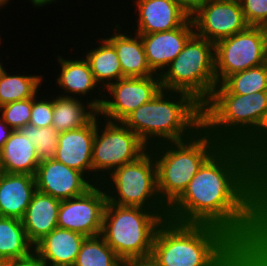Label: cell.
Returning <instances> with one entry per match:
<instances>
[{"label":"cell","mask_w":267,"mask_h":266,"mask_svg":"<svg viewBox=\"0 0 267 266\" xmlns=\"http://www.w3.org/2000/svg\"><path fill=\"white\" fill-rule=\"evenodd\" d=\"M15 71L13 74L7 69L0 77V107L6 104L35 97L40 90H42V82H45L43 87L47 84L44 74H26L27 70L19 73ZM16 73V74H15ZM44 76V77H43ZM46 85V86H45Z\"/></svg>","instance_id":"cell-26"},{"label":"cell","mask_w":267,"mask_h":266,"mask_svg":"<svg viewBox=\"0 0 267 266\" xmlns=\"http://www.w3.org/2000/svg\"><path fill=\"white\" fill-rule=\"evenodd\" d=\"M19 131L35 145L40 161L54 159L58 146L59 132L52 126L38 128L28 124L20 128Z\"/></svg>","instance_id":"cell-30"},{"label":"cell","mask_w":267,"mask_h":266,"mask_svg":"<svg viewBox=\"0 0 267 266\" xmlns=\"http://www.w3.org/2000/svg\"><path fill=\"white\" fill-rule=\"evenodd\" d=\"M267 62V27L248 26L215 43V76L221 84L228 76Z\"/></svg>","instance_id":"cell-10"},{"label":"cell","mask_w":267,"mask_h":266,"mask_svg":"<svg viewBox=\"0 0 267 266\" xmlns=\"http://www.w3.org/2000/svg\"><path fill=\"white\" fill-rule=\"evenodd\" d=\"M149 147L122 122L96 116V133L93 142V184H101L114 169L131 163Z\"/></svg>","instance_id":"cell-9"},{"label":"cell","mask_w":267,"mask_h":266,"mask_svg":"<svg viewBox=\"0 0 267 266\" xmlns=\"http://www.w3.org/2000/svg\"><path fill=\"white\" fill-rule=\"evenodd\" d=\"M191 19L195 34L213 43L242 32L249 26L241 3L236 0H205Z\"/></svg>","instance_id":"cell-13"},{"label":"cell","mask_w":267,"mask_h":266,"mask_svg":"<svg viewBox=\"0 0 267 266\" xmlns=\"http://www.w3.org/2000/svg\"><path fill=\"white\" fill-rule=\"evenodd\" d=\"M63 0H26V3L29 2L31 6L36 9H40L41 7L44 9L45 6H49L50 4H60L63 3ZM65 1V0H64Z\"/></svg>","instance_id":"cell-39"},{"label":"cell","mask_w":267,"mask_h":266,"mask_svg":"<svg viewBox=\"0 0 267 266\" xmlns=\"http://www.w3.org/2000/svg\"><path fill=\"white\" fill-rule=\"evenodd\" d=\"M243 149L262 172L267 168V113L261 126L243 145Z\"/></svg>","instance_id":"cell-32"},{"label":"cell","mask_w":267,"mask_h":266,"mask_svg":"<svg viewBox=\"0 0 267 266\" xmlns=\"http://www.w3.org/2000/svg\"><path fill=\"white\" fill-rule=\"evenodd\" d=\"M107 201L119 206L168 209L157 189L154 155L148 149L137 160L114 169L101 181Z\"/></svg>","instance_id":"cell-8"},{"label":"cell","mask_w":267,"mask_h":266,"mask_svg":"<svg viewBox=\"0 0 267 266\" xmlns=\"http://www.w3.org/2000/svg\"><path fill=\"white\" fill-rule=\"evenodd\" d=\"M194 34L195 29L191 18L181 27L170 31L138 34L141 36L146 60L151 70L160 75Z\"/></svg>","instance_id":"cell-18"},{"label":"cell","mask_w":267,"mask_h":266,"mask_svg":"<svg viewBox=\"0 0 267 266\" xmlns=\"http://www.w3.org/2000/svg\"><path fill=\"white\" fill-rule=\"evenodd\" d=\"M167 209L119 206L107 201L100 236L124 262L148 259Z\"/></svg>","instance_id":"cell-6"},{"label":"cell","mask_w":267,"mask_h":266,"mask_svg":"<svg viewBox=\"0 0 267 266\" xmlns=\"http://www.w3.org/2000/svg\"><path fill=\"white\" fill-rule=\"evenodd\" d=\"M242 247L223 229L165 219L150 258L157 266H226Z\"/></svg>","instance_id":"cell-2"},{"label":"cell","mask_w":267,"mask_h":266,"mask_svg":"<svg viewBox=\"0 0 267 266\" xmlns=\"http://www.w3.org/2000/svg\"><path fill=\"white\" fill-rule=\"evenodd\" d=\"M123 261L99 235L86 237L74 266H122Z\"/></svg>","instance_id":"cell-29"},{"label":"cell","mask_w":267,"mask_h":266,"mask_svg":"<svg viewBox=\"0 0 267 266\" xmlns=\"http://www.w3.org/2000/svg\"><path fill=\"white\" fill-rule=\"evenodd\" d=\"M33 97L15 101L0 107V117L12 130H19L29 124Z\"/></svg>","instance_id":"cell-31"},{"label":"cell","mask_w":267,"mask_h":266,"mask_svg":"<svg viewBox=\"0 0 267 266\" xmlns=\"http://www.w3.org/2000/svg\"><path fill=\"white\" fill-rule=\"evenodd\" d=\"M85 236L56 227L34 246L44 265H74Z\"/></svg>","instance_id":"cell-21"},{"label":"cell","mask_w":267,"mask_h":266,"mask_svg":"<svg viewBox=\"0 0 267 266\" xmlns=\"http://www.w3.org/2000/svg\"><path fill=\"white\" fill-rule=\"evenodd\" d=\"M122 266H157L151 258L128 260L122 263Z\"/></svg>","instance_id":"cell-38"},{"label":"cell","mask_w":267,"mask_h":266,"mask_svg":"<svg viewBox=\"0 0 267 266\" xmlns=\"http://www.w3.org/2000/svg\"><path fill=\"white\" fill-rule=\"evenodd\" d=\"M12 132H13V130L0 117V151L4 147L5 142L9 139Z\"/></svg>","instance_id":"cell-37"},{"label":"cell","mask_w":267,"mask_h":266,"mask_svg":"<svg viewBox=\"0 0 267 266\" xmlns=\"http://www.w3.org/2000/svg\"><path fill=\"white\" fill-rule=\"evenodd\" d=\"M4 40L5 39H3V38H1L0 39V47L2 46V48H3V43H4ZM3 42V43H2ZM1 57V56H0ZM3 60V58L1 57L0 58V77L5 73V71L8 69L7 67H5L3 64H4V62L2 61Z\"/></svg>","instance_id":"cell-40"},{"label":"cell","mask_w":267,"mask_h":266,"mask_svg":"<svg viewBox=\"0 0 267 266\" xmlns=\"http://www.w3.org/2000/svg\"><path fill=\"white\" fill-rule=\"evenodd\" d=\"M9 266H44L35 252L21 259H11Z\"/></svg>","instance_id":"cell-36"},{"label":"cell","mask_w":267,"mask_h":266,"mask_svg":"<svg viewBox=\"0 0 267 266\" xmlns=\"http://www.w3.org/2000/svg\"><path fill=\"white\" fill-rule=\"evenodd\" d=\"M204 1L205 0H173V2L190 18L197 12L199 6Z\"/></svg>","instance_id":"cell-35"},{"label":"cell","mask_w":267,"mask_h":266,"mask_svg":"<svg viewBox=\"0 0 267 266\" xmlns=\"http://www.w3.org/2000/svg\"><path fill=\"white\" fill-rule=\"evenodd\" d=\"M61 201L48 194L34 193L32 200L21 219L29 242L35 246L57 226Z\"/></svg>","instance_id":"cell-22"},{"label":"cell","mask_w":267,"mask_h":266,"mask_svg":"<svg viewBox=\"0 0 267 266\" xmlns=\"http://www.w3.org/2000/svg\"><path fill=\"white\" fill-rule=\"evenodd\" d=\"M262 182L265 194L267 196V168L262 172Z\"/></svg>","instance_id":"cell-41"},{"label":"cell","mask_w":267,"mask_h":266,"mask_svg":"<svg viewBox=\"0 0 267 266\" xmlns=\"http://www.w3.org/2000/svg\"><path fill=\"white\" fill-rule=\"evenodd\" d=\"M262 244L267 248V223H266V227H265L264 238H263Z\"/></svg>","instance_id":"cell-44"},{"label":"cell","mask_w":267,"mask_h":266,"mask_svg":"<svg viewBox=\"0 0 267 266\" xmlns=\"http://www.w3.org/2000/svg\"><path fill=\"white\" fill-rule=\"evenodd\" d=\"M222 144L203 127L192 137L149 147L157 169V189L169 207L186 189L202 164Z\"/></svg>","instance_id":"cell-4"},{"label":"cell","mask_w":267,"mask_h":266,"mask_svg":"<svg viewBox=\"0 0 267 266\" xmlns=\"http://www.w3.org/2000/svg\"><path fill=\"white\" fill-rule=\"evenodd\" d=\"M36 191L35 176L0 172V216L21 220Z\"/></svg>","instance_id":"cell-20"},{"label":"cell","mask_w":267,"mask_h":266,"mask_svg":"<svg viewBox=\"0 0 267 266\" xmlns=\"http://www.w3.org/2000/svg\"><path fill=\"white\" fill-rule=\"evenodd\" d=\"M97 35L96 32L95 37L98 38H94V34L90 36L95 40V43L89 40L86 43L93 44L86 45L84 43L83 47L86 46L87 48H81L78 51H85L79 53H83L82 55L88 61L95 81L104 90L108 85L124 78V76L116 49L104 36ZM89 46H91L90 49Z\"/></svg>","instance_id":"cell-23"},{"label":"cell","mask_w":267,"mask_h":266,"mask_svg":"<svg viewBox=\"0 0 267 266\" xmlns=\"http://www.w3.org/2000/svg\"><path fill=\"white\" fill-rule=\"evenodd\" d=\"M98 115V109L86 100L53 93L52 127L59 133L81 128Z\"/></svg>","instance_id":"cell-25"},{"label":"cell","mask_w":267,"mask_h":266,"mask_svg":"<svg viewBox=\"0 0 267 266\" xmlns=\"http://www.w3.org/2000/svg\"><path fill=\"white\" fill-rule=\"evenodd\" d=\"M96 117L86 126L61 132L54 159L82 172L93 183L92 150Z\"/></svg>","instance_id":"cell-19"},{"label":"cell","mask_w":267,"mask_h":266,"mask_svg":"<svg viewBox=\"0 0 267 266\" xmlns=\"http://www.w3.org/2000/svg\"><path fill=\"white\" fill-rule=\"evenodd\" d=\"M203 128L221 144L244 145L259 129L267 113V91L212 94L202 106Z\"/></svg>","instance_id":"cell-5"},{"label":"cell","mask_w":267,"mask_h":266,"mask_svg":"<svg viewBox=\"0 0 267 266\" xmlns=\"http://www.w3.org/2000/svg\"><path fill=\"white\" fill-rule=\"evenodd\" d=\"M159 76L163 90L185 92L203 106L217 85L215 43L194 34Z\"/></svg>","instance_id":"cell-7"},{"label":"cell","mask_w":267,"mask_h":266,"mask_svg":"<svg viewBox=\"0 0 267 266\" xmlns=\"http://www.w3.org/2000/svg\"><path fill=\"white\" fill-rule=\"evenodd\" d=\"M107 196L101 184H95L85 194L61 201L57 226L95 237L101 234Z\"/></svg>","instance_id":"cell-12"},{"label":"cell","mask_w":267,"mask_h":266,"mask_svg":"<svg viewBox=\"0 0 267 266\" xmlns=\"http://www.w3.org/2000/svg\"><path fill=\"white\" fill-rule=\"evenodd\" d=\"M40 162L35 145L13 130L0 151V172L35 176Z\"/></svg>","instance_id":"cell-24"},{"label":"cell","mask_w":267,"mask_h":266,"mask_svg":"<svg viewBox=\"0 0 267 266\" xmlns=\"http://www.w3.org/2000/svg\"><path fill=\"white\" fill-rule=\"evenodd\" d=\"M12 0H0V12H2V10L5 8L7 9L6 7H8L9 4H11Z\"/></svg>","instance_id":"cell-42"},{"label":"cell","mask_w":267,"mask_h":266,"mask_svg":"<svg viewBox=\"0 0 267 266\" xmlns=\"http://www.w3.org/2000/svg\"><path fill=\"white\" fill-rule=\"evenodd\" d=\"M44 266H74V265H44Z\"/></svg>","instance_id":"cell-45"},{"label":"cell","mask_w":267,"mask_h":266,"mask_svg":"<svg viewBox=\"0 0 267 266\" xmlns=\"http://www.w3.org/2000/svg\"><path fill=\"white\" fill-rule=\"evenodd\" d=\"M39 192L60 201L85 194L94 184L82 173L55 159L41 161L35 174Z\"/></svg>","instance_id":"cell-17"},{"label":"cell","mask_w":267,"mask_h":266,"mask_svg":"<svg viewBox=\"0 0 267 266\" xmlns=\"http://www.w3.org/2000/svg\"><path fill=\"white\" fill-rule=\"evenodd\" d=\"M120 14L121 13H116V16H113L114 18L111 17L113 21L110 20V23H107L109 19H105V17L102 18L105 21L107 20L104 23H106V25L110 24L111 28L109 26L104 27L108 29L101 27L98 33L102 32V36L116 49L124 77H148L155 75L148 66L141 36L132 32L121 23L120 20L122 17L119 16ZM115 17L119 19L117 21L119 24L115 21Z\"/></svg>","instance_id":"cell-16"},{"label":"cell","mask_w":267,"mask_h":266,"mask_svg":"<svg viewBox=\"0 0 267 266\" xmlns=\"http://www.w3.org/2000/svg\"><path fill=\"white\" fill-rule=\"evenodd\" d=\"M162 90L160 76L124 77L103 90L98 115L106 120L122 122L139 106L151 101Z\"/></svg>","instance_id":"cell-11"},{"label":"cell","mask_w":267,"mask_h":266,"mask_svg":"<svg viewBox=\"0 0 267 266\" xmlns=\"http://www.w3.org/2000/svg\"><path fill=\"white\" fill-rule=\"evenodd\" d=\"M9 263H10V259L0 257V266H9Z\"/></svg>","instance_id":"cell-43"},{"label":"cell","mask_w":267,"mask_h":266,"mask_svg":"<svg viewBox=\"0 0 267 266\" xmlns=\"http://www.w3.org/2000/svg\"><path fill=\"white\" fill-rule=\"evenodd\" d=\"M34 252L22 221L13 217L0 216V257L21 259Z\"/></svg>","instance_id":"cell-27"},{"label":"cell","mask_w":267,"mask_h":266,"mask_svg":"<svg viewBox=\"0 0 267 266\" xmlns=\"http://www.w3.org/2000/svg\"><path fill=\"white\" fill-rule=\"evenodd\" d=\"M44 89L45 92L40 91L35 97H33L31 119L29 122V124L34 125L38 128L52 126L53 94L51 92L52 90H50L49 88H47L48 90L46 88ZM46 90L49 92H47ZM43 93L51 94L45 95Z\"/></svg>","instance_id":"cell-33"},{"label":"cell","mask_w":267,"mask_h":266,"mask_svg":"<svg viewBox=\"0 0 267 266\" xmlns=\"http://www.w3.org/2000/svg\"><path fill=\"white\" fill-rule=\"evenodd\" d=\"M240 3L249 26L267 27V0H240Z\"/></svg>","instance_id":"cell-34"},{"label":"cell","mask_w":267,"mask_h":266,"mask_svg":"<svg viewBox=\"0 0 267 266\" xmlns=\"http://www.w3.org/2000/svg\"><path fill=\"white\" fill-rule=\"evenodd\" d=\"M261 91H267V62L228 76L212 94L247 95Z\"/></svg>","instance_id":"cell-28"},{"label":"cell","mask_w":267,"mask_h":266,"mask_svg":"<svg viewBox=\"0 0 267 266\" xmlns=\"http://www.w3.org/2000/svg\"><path fill=\"white\" fill-rule=\"evenodd\" d=\"M167 219L219 227L241 247L262 244L267 223L262 171L242 145L222 144L168 207Z\"/></svg>","instance_id":"cell-1"},{"label":"cell","mask_w":267,"mask_h":266,"mask_svg":"<svg viewBox=\"0 0 267 266\" xmlns=\"http://www.w3.org/2000/svg\"><path fill=\"white\" fill-rule=\"evenodd\" d=\"M122 123L148 146L182 141L203 127L202 105L190 94L161 90L131 112Z\"/></svg>","instance_id":"cell-3"},{"label":"cell","mask_w":267,"mask_h":266,"mask_svg":"<svg viewBox=\"0 0 267 266\" xmlns=\"http://www.w3.org/2000/svg\"><path fill=\"white\" fill-rule=\"evenodd\" d=\"M132 2L135 7L132 19L135 21L131 19L129 23L126 18H122L121 23L136 34L170 31L181 27L190 18L173 0H131Z\"/></svg>","instance_id":"cell-15"},{"label":"cell","mask_w":267,"mask_h":266,"mask_svg":"<svg viewBox=\"0 0 267 266\" xmlns=\"http://www.w3.org/2000/svg\"><path fill=\"white\" fill-rule=\"evenodd\" d=\"M75 53L67 57L62 54H57L56 57L54 54L56 59L53 60L57 62L58 69H55L56 76H52L57 78H54L55 84L51 89L53 90V86L56 85V91L60 92L58 95L86 100L99 109L103 102V89L95 81L90 65L82 53L81 57L79 51Z\"/></svg>","instance_id":"cell-14"}]
</instances>
